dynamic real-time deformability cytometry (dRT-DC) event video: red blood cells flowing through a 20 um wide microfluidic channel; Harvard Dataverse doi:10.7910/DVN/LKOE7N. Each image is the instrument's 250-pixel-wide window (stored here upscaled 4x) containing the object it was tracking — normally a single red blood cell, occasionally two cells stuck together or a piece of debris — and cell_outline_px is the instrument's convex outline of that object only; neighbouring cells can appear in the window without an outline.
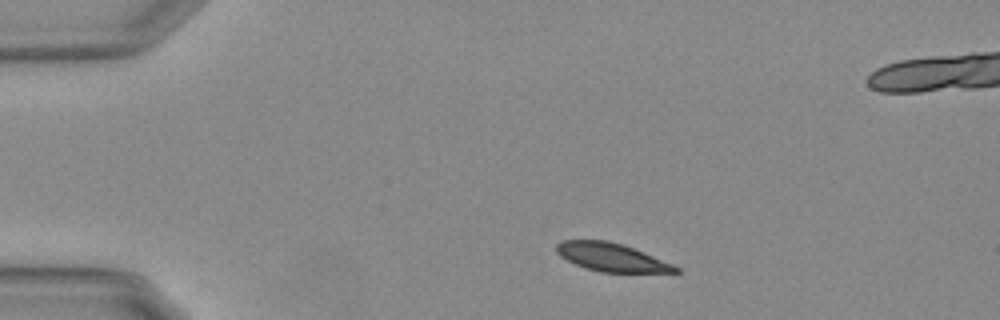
{"species": "Egyptian fruit bat (a non-hibernating species)", "species_latin": "Rousettus aegyptiacus", "temperature_condition": "warm", "stored_images_in_passage": 46, "segment_of_instrument_passage": [1, 2], "camera_frame_rate_fps": 3000, "um_per_image_px": 0.085, "animal": {"sex": "female"}, "frame": {"image": 1, "passage_image": 1, "time_ms": 0.0, "image_size_px": [1000, 320], "cell_outline_px": [[680, 272], [600, 272], [576, 264], [560, 256], [556, 252], [556, 244], [560, 240], [608, 240], [624, 244], [644, 252], [672, 264], [680, 268]], "centroid_in_image_um": [51.96, 21.85], "position_along_channel_um": 33.0, "area_um2": 19.48}}
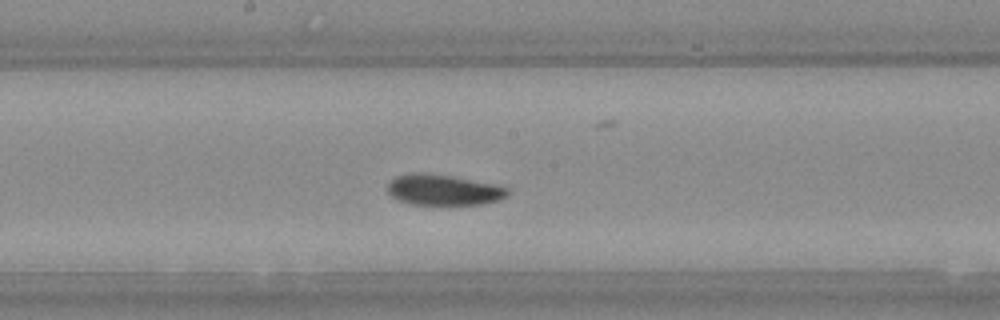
{"frame": {"image": 2, "passage_image": 20, "time_ms": 6.333, "image_size_px": [1000, 320], "cell_outline_px": [[512, 192], [508, 196], [500, 200], [484, 204], [408, 204], [396, 200], [388, 192], [388, 184], [396, 176], [412, 172], [420, 172], [452, 176], [496, 184], [508, 188]], "centroid_in_image_um": [37.73, 16.14], "position_along_channel_um": 210.5, "area_um2": 21.73}}
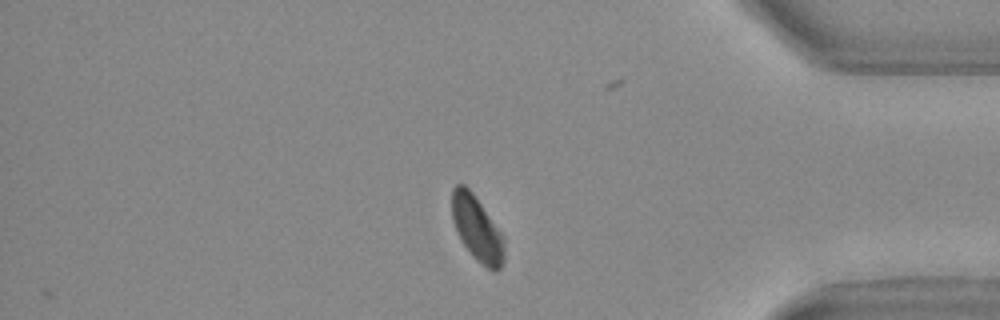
{"frame": {"image": 3, "passage_image": 37, "time_ms": 12.0, "image_size_px": [1000, 320], "cell_outline_px": [[504, 260], [500, 268], [496, 272], [488, 268], [472, 256], [460, 240], [456, 232], [452, 220], [452, 188], [456, 184], [464, 184], [472, 192], [504, 236]], "centroid_in_image_um": [40.53, 19.44], "position_along_channel_um": 394.7, "area_um2": 19.83}}